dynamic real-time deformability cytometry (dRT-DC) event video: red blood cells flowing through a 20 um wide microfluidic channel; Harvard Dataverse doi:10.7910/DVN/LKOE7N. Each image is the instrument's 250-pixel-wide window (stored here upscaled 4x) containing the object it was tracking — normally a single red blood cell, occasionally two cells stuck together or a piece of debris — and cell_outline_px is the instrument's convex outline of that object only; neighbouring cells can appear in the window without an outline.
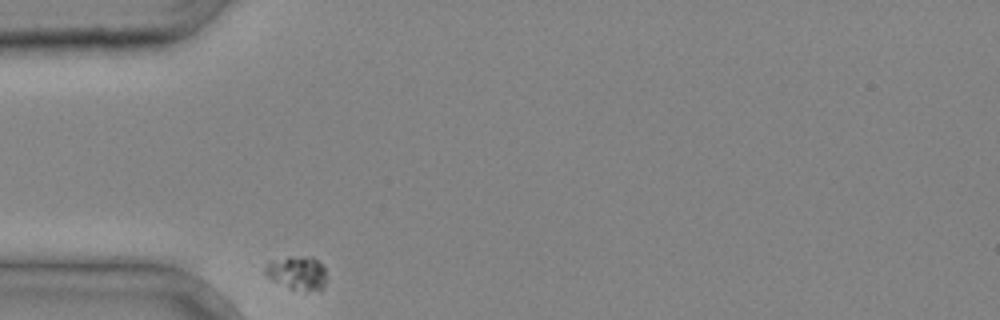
{"species": "common noctule bat (a hibernating species)", "species_latin": "Nyctalus noctula", "temperature_condition": "cold", "stored_images_in_passage": 2, "camera_frame_rate_fps": 3000, "um_per_image_px": 0.085, "animal": {"sex": "male", "body_mass_g": 20.4}, "frame": {"image": 1, "passage_image": 1, "time_ms": 0.0, "image_size_px": [1000, 320], "cell_outline_px": [[324, 288], [320, 292], [304, 292], [288, 288], [272, 280], [264, 272], [264, 268], [268, 260], [288, 256], [312, 256], [324, 268]], "centroid_in_image_um": [25.23, 23.21], "position_along_channel_um": 59.8, "area_um2": 12.43}}
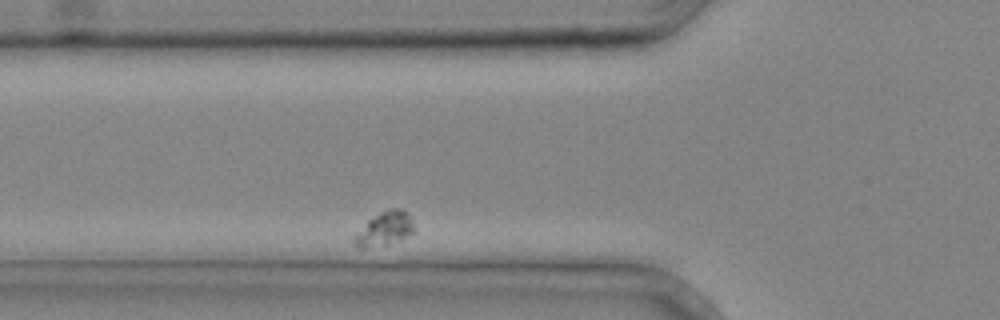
{"frame": {"image": 2, "passage_image": 2, "time_ms": 0.333, "image_size_px": [1000, 320], "cell_outline_px": [[412, 232], [400, 240], [388, 244], [364, 248], [360, 248], [352, 244], [352, 236], [368, 220], [380, 212], [388, 208], [400, 208], [412, 220]], "centroid_in_image_um": [32.6, 19.46], "position_along_channel_um": 93.2, "area_um2": 11.68}}